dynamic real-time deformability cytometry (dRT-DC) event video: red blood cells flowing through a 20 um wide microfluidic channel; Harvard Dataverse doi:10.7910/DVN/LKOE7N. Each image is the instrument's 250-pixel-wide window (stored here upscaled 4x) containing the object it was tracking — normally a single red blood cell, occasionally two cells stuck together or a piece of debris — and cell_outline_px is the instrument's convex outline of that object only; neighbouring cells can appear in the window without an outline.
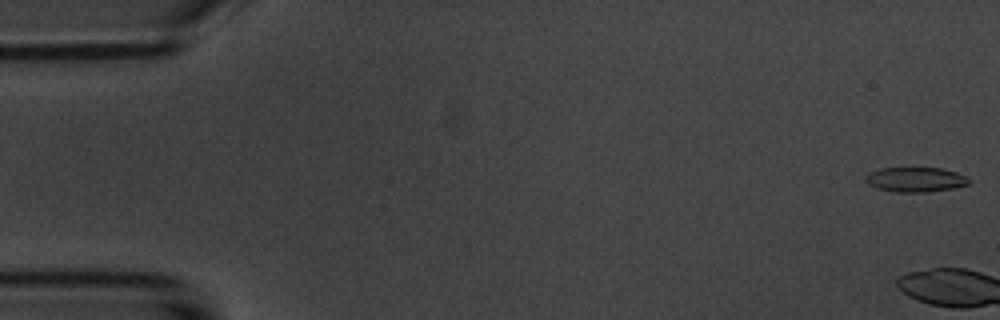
{"species": "common noctule bat (a hibernating species)", "species_latin": "Nyctalus noctula", "temperature_condition": "room temperature", "stored_images_in_passage": 5, "camera_frame_rate_fps": 3000, "um_per_image_px": 0.085, "animal": {"sex": "male", "body_mass_g": 20.1, "forearm_length_mm": 53.5}, "frame": {"image": 1, "passage_image": 1, "time_ms": 0.0, "image_size_px": [1000, 320], "cell_outline_px": [[972, 180], [968, 184], [952, 188], [924, 192], [896, 192], [876, 188], [868, 184], [864, 180], [868, 172], [880, 168], [940, 168], [956, 172]], "centroid_in_image_um": [77.77, 15.26], "position_along_channel_um": 7.2, "area_um2": 14.85}}